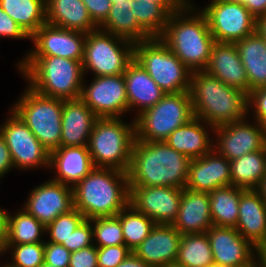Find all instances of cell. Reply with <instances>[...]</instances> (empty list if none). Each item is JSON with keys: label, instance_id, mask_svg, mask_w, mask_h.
<instances>
[{"label": "cell", "instance_id": "60", "mask_svg": "<svg viewBox=\"0 0 266 267\" xmlns=\"http://www.w3.org/2000/svg\"><path fill=\"white\" fill-rule=\"evenodd\" d=\"M0 267H8V266L3 263L2 265L0 264Z\"/></svg>", "mask_w": 266, "mask_h": 267}, {"label": "cell", "instance_id": "11", "mask_svg": "<svg viewBox=\"0 0 266 267\" xmlns=\"http://www.w3.org/2000/svg\"><path fill=\"white\" fill-rule=\"evenodd\" d=\"M9 117L0 125V133L4 137L14 164L20 171L34 170L42 167L49 169L50 152L32 133L29 127L10 108Z\"/></svg>", "mask_w": 266, "mask_h": 267}, {"label": "cell", "instance_id": "7", "mask_svg": "<svg viewBox=\"0 0 266 267\" xmlns=\"http://www.w3.org/2000/svg\"><path fill=\"white\" fill-rule=\"evenodd\" d=\"M10 108L49 152L60 147L63 100L37 93L28 85Z\"/></svg>", "mask_w": 266, "mask_h": 267}, {"label": "cell", "instance_id": "47", "mask_svg": "<svg viewBox=\"0 0 266 267\" xmlns=\"http://www.w3.org/2000/svg\"><path fill=\"white\" fill-rule=\"evenodd\" d=\"M68 267H98L97 247L93 244L71 252Z\"/></svg>", "mask_w": 266, "mask_h": 267}, {"label": "cell", "instance_id": "59", "mask_svg": "<svg viewBox=\"0 0 266 267\" xmlns=\"http://www.w3.org/2000/svg\"><path fill=\"white\" fill-rule=\"evenodd\" d=\"M221 1L241 3V0H221Z\"/></svg>", "mask_w": 266, "mask_h": 267}, {"label": "cell", "instance_id": "48", "mask_svg": "<svg viewBox=\"0 0 266 267\" xmlns=\"http://www.w3.org/2000/svg\"><path fill=\"white\" fill-rule=\"evenodd\" d=\"M15 169L10 151L7 147L4 137L0 133V180L3 179L8 172ZM7 173V174H6Z\"/></svg>", "mask_w": 266, "mask_h": 267}, {"label": "cell", "instance_id": "53", "mask_svg": "<svg viewBox=\"0 0 266 267\" xmlns=\"http://www.w3.org/2000/svg\"><path fill=\"white\" fill-rule=\"evenodd\" d=\"M5 209L0 208V258L4 250Z\"/></svg>", "mask_w": 266, "mask_h": 267}, {"label": "cell", "instance_id": "2", "mask_svg": "<svg viewBox=\"0 0 266 267\" xmlns=\"http://www.w3.org/2000/svg\"><path fill=\"white\" fill-rule=\"evenodd\" d=\"M191 2L169 16L160 39L194 72L206 68L215 40L206 16Z\"/></svg>", "mask_w": 266, "mask_h": 267}, {"label": "cell", "instance_id": "21", "mask_svg": "<svg viewBox=\"0 0 266 267\" xmlns=\"http://www.w3.org/2000/svg\"><path fill=\"white\" fill-rule=\"evenodd\" d=\"M204 70L227 86L236 87L247 94L250 93L246 70L235 43L215 42Z\"/></svg>", "mask_w": 266, "mask_h": 267}, {"label": "cell", "instance_id": "44", "mask_svg": "<svg viewBox=\"0 0 266 267\" xmlns=\"http://www.w3.org/2000/svg\"><path fill=\"white\" fill-rule=\"evenodd\" d=\"M71 252L61 244L44 242V262L56 267H68Z\"/></svg>", "mask_w": 266, "mask_h": 267}, {"label": "cell", "instance_id": "58", "mask_svg": "<svg viewBox=\"0 0 266 267\" xmlns=\"http://www.w3.org/2000/svg\"><path fill=\"white\" fill-rule=\"evenodd\" d=\"M112 4H117L118 2H127V0H111Z\"/></svg>", "mask_w": 266, "mask_h": 267}, {"label": "cell", "instance_id": "42", "mask_svg": "<svg viewBox=\"0 0 266 267\" xmlns=\"http://www.w3.org/2000/svg\"><path fill=\"white\" fill-rule=\"evenodd\" d=\"M93 245V228L90 219H84L68 238V245H63L70 252Z\"/></svg>", "mask_w": 266, "mask_h": 267}, {"label": "cell", "instance_id": "6", "mask_svg": "<svg viewBox=\"0 0 266 267\" xmlns=\"http://www.w3.org/2000/svg\"><path fill=\"white\" fill-rule=\"evenodd\" d=\"M136 139L135 119L98 118L88 139L93 166L128 171Z\"/></svg>", "mask_w": 266, "mask_h": 267}, {"label": "cell", "instance_id": "45", "mask_svg": "<svg viewBox=\"0 0 266 267\" xmlns=\"http://www.w3.org/2000/svg\"><path fill=\"white\" fill-rule=\"evenodd\" d=\"M1 38L30 40L24 30L0 7V40Z\"/></svg>", "mask_w": 266, "mask_h": 267}, {"label": "cell", "instance_id": "8", "mask_svg": "<svg viewBox=\"0 0 266 267\" xmlns=\"http://www.w3.org/2000/svg\"><path fill=\"white\" fill-rule=\"evenodd\" d=\"M134 59L166 94L190 91L192 71L160 38L134 43Z\"/></svg>", "mask_w": 266, "mask_h": 267}, {"label": "cell", "instance_id": "32", "mask_svg": "<svg viewBox=\"0 0 266 267\" xmlns=\"http://www.w3.org/2000/svg\"><path fill=\"white\" fill-rule=\"evenodd\" d=\"M232 185L245 190H256L266 175V146L230 161Z\"/></svg>", "mask_w": 266, "mask_h": 267}, {"label": "cell", "instance_id": "15", "mask_svg": "<svg viewBox=\"0 0 266 267\" xmlns=\"http://www.w3.org/2000/svg\"><path fill=\"white\" fill-rule=\"evenodd\" d=\"M181 196L182 189L177 187L129 186V204L156 224H173Z\"/></svg>", "mask_w": 266, "mask_h": 267}, {"label": "cell", "instance_id": "43", "mask_svg": "<svg viewBox=\"0 0 266 267\" xmlns=\"http://www.w3.org/2000/svg\"><path fill=\"white\" fill-rule=\"evenodd\" d=\"M250 113L253 120L266 128V86L254 89L248 94V117H251Z\"/></svg>", "mask_w": 266, "mask_h": 267}, {"label": "cell", "instance_id": "28", "mask_svg": "<svg viewBox=\"0 0 266 267\" xmlns=\"http://www.w3.org/2000/svg\"><path fill=\"white\" fill-rule=\"evenodd\" d=\"M46 23L84 33L98 29L82 0H46Z\"/></svg>", "mask_w": 266, "mask_h": 267}, {"label": "cell", "instance_id": "12", "mask_svg": "<svg viewBox=\"0 0 266 267\" xmlns=\"http://www.w3.org/2000/svg\"><path fill=\"white\" fill-rule=\"evenodd\" d=\"M202 8L215 42L236 43L256 32V18L242 3L210 0Z\"/></svg>", "mask_w": 266, "mask_h": 267}, {"label": "cell", "instance_id": "51", "mask_svg": "<svg viewBox=\"0 0 266 267\" xmlns=\"http://www.w3.org/2000/svg\"><path fill=\"white\" fill-rule=\"evenodd\" d=\"M117 267H150L133 251Z\"/></svg>", "mask_w": 266, "mask_h": 267}, {"label": "cell", "instance_id": "22", "mask_svg": "<svg viewBox=\"0 0 266 267\" xmlns=\"http://www.w3.org/2000/svg\"><path fill=\"white\" fill-rule=\"evenodd\" d=\"M94 166L87 146H60L50 152L49 169L56 171L51 178L73 188Z\"/></svg>", "mask_w": 266, "mask_h": 267}, {"label": "cell", "instance_id": "3", "mask_svg": "<svg viewBox=\"0 0 266 267\" xmlns=\"http://www.w3.org/2000/svg\"><path fill=\"white\" fill-rule=\"evenodd\" d=\"M189 92L194 117L213 127L248 117V94L205 70L191 73Z\"/></svg>", "mask_w": 266, "mask_h": 267}, {"label": "cell", "instance_id": "41", "mask_svg": "<svg viewBox=\"0 0 266 267\" xmlns=\"http://www.w3.org/2000/svg\"><path fill=\"white\" fill-rule=\"evenodd\" d=\"M131 252L125 244L97 247L98 267H117Z\"/></svg>", "mask_w": 266, "mask_h": 267}, {"label": "cell", "instance_id": "50", "mask_svg": "<svg viewBox=\"0 0 266 267\" xmlns=\"http://www.w3.org/2000/svg\"><path fill=\"white\" fill-rule=\"evenodd\" d=\"M241 3L255 18L266 14V0H241Z\"/></svg>", "mask_w": 266, "mask_h": 267}, {"label": "cell", "instance_id": "56", "mask_svg": "<svg viewBox=\"0 0 266 267\" xmlns=\"http://www.w3.org/2000/svg\"><path fill=\"white\" fill-rule=\"evenodd\" d=\"M242 267H263L260 258L257 256L252 262Z\"/></svg>", "mask_w": 266, "mask_h": 267}, {"label": "cell", "instance_id": "1", "mask_svg": "<svg viewBox=\"0 0 266 267\" xmlns=\"http://www.w3.org/2000/svg\"><path fill=\"white\" fill-rule=\"evenodd\" d=\"M191 158L165 141L135 140L127 171L129 186L185 188Z\"/></svg>", "mask_w": 266, "mask_h": 267}, {"label": "cell", "instance_id": "13", "mask_svg": "<svg viewBox=\"0 0 266 267\" xmlns=\"http://www.w3.org/2000/svg\"><path fill=\"white\" fill-rule=\"evenodd\" d=\"M80 98L98 118H122L129 112L123 74L93 76L89 84L84 77Z\"/></svg>", "mask_w": 266, "mask_h": 267}, {"label": "cell", "instance_id": "14", "mask_svg": "<svg viewBox=\"0 0 266 267\" xmlns=\"http://www.w3.org/2000/svg\"><path fill=\"white\" fill-rule=\"evenodd\" d=\"M247 119L214 127L213 149L229 161L266 146V128L256 120Z\"/></svg>", "mask_w": 266, "mask_h": 267}, {"label": "cell", "instance_id": "18", "mask_svg": "<svg viewBox=\"0 0 266 267\" xmlns=\"http://www.w3.org/2000/svg\"><path fill=\"white\" fill-rule=\"evenodd\" d=\"M213 252L214 263L224 267L248 265L257 256V248L247 241L235 227L213 225L206 232Z\"/></svg>", "mask_w": 266, "mask_h": 267}, {"label": "cell", "instance_id": "24", "mask_svg": "<svg viewBox=\"0 0 266 267\" xmlns=\"http://www.w3.org/2000/svg\"><path fill=\"white\" fill-rule=\"evenodd\" d=\"M172 226L181 235L207 232L213 226L209 193L183 188L179 212Z\"/></svg>", "mask_w": 266, "mask_h": 267}, {"label": "cell", "instance_id": "31", "mask_svg": "<svg viewBox=\"0 0 266 267\" xmlns=\"http://www.w3.org/2000/svg\"><path fill=\"white\" fill-rule=\"evenodd\" d=\"M131 4L132 0L112 4L108 17L99 29L133 43L151 39L140 27L135 15L131 12Z\"/></svg>", "mask_w": 266, "mask_h": 267}, {"label": "cell", "instance_id": "52", "mask_svg": "<svg viewBox=\"0 0 266 267\" xmlns=\"http://www.w3.org/2000/svg\"><path fill=\"white\" fill-rule=\"evenodd\" d=\"M256 32L263 38L266 43V14L256 18Z\"/></svg>", "mask_w": 266, "mask_h": 267}, {"label": "cell", "instance_id": "30", "mask_svg": "<svg viewBox=\"0 0 266 267\" xmlns=\"http://www.w3.org/2000/svg\"><path fill=\"white\" fill-rule=\"evenodd\" d=\"M11 214L5 210L4 245L45 242L46 226L24 208Z\"/></svg>", "mask_w": 266, "mask_h": 267}, {"label": "cell", "instance_id": "61", "mask_svg": "<svg viewBox=\"0 0 266 267\" xmlns=\"http://www.w3.org/2000/svg\"><path fill=\"white\" fill-rule=\"evenodd\" d=\"M210 267H224V266H217V265H212Z\"/></svg>", "mask_w": 266, "mask_h": 267}, {"label": "cell", "instance_id": "49", "mask_svg": "<svg viewBox=\"0 0 266 267\" xmlns=\"http://www.w3.org/2000/svg\"><path fill=\"white\" fill-rule=\"evenodd\" d=\"M137 2H154L161 5L170 15L180 11L190 0H136Z\"/></svg>", "mask_w": 266, "mask_h": 267}, {"label": "cell", "instance_id": "9", "mask_svg": "<svg viewBox=\"0 0 266 267\" xmlns=\"http://www.w3.org/2000/svg\"><path fill=\"white\" fill-rule=\"evenodd\" d=\"M194 117L190 92L169 93L135 118L136 139L164 141Z\"/></svg>", "mask_w": 266, "mask_h": 267}, {"label": "cell", "instance_id": "46", "mask_svg": "<svg viewBox=\"0 0 266 267\" xmlns=\"http://www.w3.org/2000/svg\"><path fill=\"white\" fill-rule=\"evenodd\" d=\"M93 23L99 28L109 15L111 0H82Z\"/></svg>", "mask_w": 266, "mask_h": 267}, {"label": "cell", "instance_id": "37", "mask_svg": "<svg viewBox=\"0 0 266 267\" xmlns=\"http://www.w3.org/2000/svg\"><path fill=\"white\" fill-rule=\"evenodd\" d=\"M131 12L140 27L151 37L160 38L164 33L170 14L154 2H137L132 0Z\"/></svg>", "mask_w": 266, "mask_h": 267}, {"label": "cell", "instance_id": "16", "mask_svg": "<svg viewBox=\"0 0 266 267\" xmlns=\"http://www.w3.org/2000/svg\"><path fill=\"white\" fill-rule=\"evenodd\" d=\"M86 33L43 24L30 37L33 42L24 56H57L82 62Z\"/></svg>", "mask_w": 266, "mask_h": 267}, {"label": "cell", "instance_id": "23", "mask_svg": "<svg viewBox=\"0 0 266 267\" xmlns=\"http://www.w3.org/2000/svg\"><path fill=\"white\" fill-rule=\"evenodd\" d=\"M97 119L81 98L63 100L60 146H87Z\"/></svg>", "mask_w": 266, "mask_h": 267}, {"label": "cell", "instance_id": "29", "mask_svg": "<svg viewBox=\"0 0 266 267\" xmlns=\"http://www.w3.org/2000/svg\"><path fill=\"white\" fill-rule=\"evenodd\" d=\"M246 70L250 92L266 86V43L257 33L235 43Z\"/></svg>", "mask_w": 266, "mask_h": 267}, {"label": "cell", "instance_id": "34", "mask_svg": "<svg viewBox=\"0 0 266 267\" xmlns=\"http://www.w3.org/2000/svg\"><path fill=\"white\" fill-rule=\"evenodd\" d=\"M244 191L245 189L231 185L209 193L213 225L236 227L240 196Z\"/></svg>", "mask_w": 266, "mask_h": 267}, {"label": "cell", "instance_id": "25", "mask_svg": "<svg viewBox=\"0 0 266 267\" xmlns=\"http://www.w3.org/2000/svg\"><path fill=\"white\" fill-rule=\"evenodd\" d=\"M130 113L134 119L146 109L153 107L166 94L134 59L123 74ZM137 110V111H136Z\"/></svg>", "mask_w": 266, "mask_h": 267}, {"label": "cell", "instance_id": "5", "mask_svg": "<svg viewBox=\"0 0 266 267\" xmlns=\"http://www.w3.org/2000/svg\"><path fill=\"white\" fill-rule=\"evenodd\" d=\"M22 58L16 64L18 71L34 91L62 100L80 98L85 77L82 62L57 56Z\"/></svg>", "mask_w": 266, "mask_h": 267}, {"label": "cell", "instance_id": "4", "mask_svg": "<svg viewBox=\"0 0 266 267\" xmlns=\"http://www.w3.org/2000/svg\"><path fill=\"white\" fill-rule=\"evenodd\" d=\"M73 200L85 219L116 216L129 204L127 173L94 167L73 187Z\"/></svg>", "mask_w": 266, "mask_h": 267}, {"label": "cell", "instance_id": "35", "mask_svg": "<svg viewBox=\"0 0 266 267\" xmlns=\"http://www.w3.org/2000/svg\"><path fill=\"white\" fill-rule=\"evenodd\" d=\"M215 265L208 235L183 234L174 267H210Z\"/></svg>", "mask_w": 266, "mask_h": 267}, {"label": "cell", "instance_id": "19", "mask_svg": "<svg viewBox=\"0 0 266 267\" xmlns=\"http://www.w3.org/2000/svg\"><path fill=\"white\" fill-rule=\"evenodd\" d=\"M230 161L212 149L206 155L191 160L185 188L207 192L231 186Z\"/></svg>", "mask_w": 266, "mask_h": 267}, {"label": "cell", "instance_id": "33", "mask_svg": "<svg viewBox=\"0 0 266 267\" xmlns=\"http://www.w3.org/2000/svg\"><path fill=\"white\" fill-rule=\"evenodd\" d=\"M0 7L29 37L46 23L45 0H0Z\"/></svg>", "mask_w": 266, "mask_h": 267}, {"label": "cell", "instance_id": "38", "mask_svg": "<svg viewBox=\"0 0 266 267\" xmlns=\"http://www.w3.org/2000/svg\"><path fill=\"white\" fill-rule=\"evenodd\" d=\"M8 253L10 262L4 263L8 267H39L44 262V242L4 245L2 256Z\"/></svg>", "mask_w": 266, "mask_h": 267}, {"label": "cell", "instance_id": "36", "mask_svg": "<svg viewBox=\"0 0 266 267\" xmlns=\"http://www.w3.org/2000/svg\"><path fill=\"white\" fill-rule=\"evenodd\" d=\"M121 222L125 245L133 251L150 233L155 222L130 204L116 215Z\"/></svg>", "mask_w": 266, "mask_h": 267}, {"label": "cell", "instance_id": "57", "mask_svg": "<svg viewBox=\"0 0 266 267\" xmlns=\"http://www.w3.org/2000/svg\"><path fill=\"white\" fill-rule=\"evenodd\" d=\"M39 267H56V266L43 262Z\"/></svg>", "mask_w": 266, "mask_h": 267}, {"label": "cell", "instance_id": "27", "mask_svg": "<svg viewBox=\"0 0 266 267\" xmlns=\"http://www.w3.org/2000/svg\"><path fill=\"white\" fill-rule=\"evenodd\" d=\"M209 133H208V129ZM214 127L203 120L193 117L187 123L175 129L164 141L177 152L190 157L199 158L213 149L214 139L210 135Z\"/></svg>", "mask_w": 266, "mask_h": 267}, {"label": "cell", "instance_id": "55", "mask_svg": "<svg viewBox=\"0 0 266 267\" xmlns=\"http://www.w3.org/2000/svg\"><path fill=\"white\" fill-rule=\"evenodd\" d=\"M256 191L260 194V196L266 203V177L262 179Z\"/></svg>", "mask_w": 266, "mask_h": 267}, {"label": "cell", "instance_id": "10", "mask_svg": "<svg viewBox=\"0 0 266 267\" xmlns=\"http://www.w3.org/2000/svg\"><path fill=\"white\" fill-rule=\"evenodd\" d=\"M133 60V42L99 28L86 33L82 60L85 77L90 72L93 76L124 74Z\"/></svg>", "mask_w": 266, "mask_h": 267}, {"label": "cell", "instance_id": "40", "mask_svg": "<svg viewBox=\"0 0 266 267\" xmlns=\"http://www.w3.org/2000/svg\"><path fill=\"white\" fill-rule=\"evenodd\" d=\"M85 219L76 208L69 212L60 214L51 223L46 225L45 233L49 236L45 242L68 245V238L77 226Z\"/></svg>", "mask_w": 266, "mask_h": 267}, {"label": "cell", "instance_id": "26", "mask_svg": "<svg viewBox=\"0 0 266 267\" xmlns=\"http://www.w3.org/2000/svg\"><path fill=\"white\" fill-rule=\"evenodd\" d=\"M235 229L257 249L265 242L266 203L256 190L241 194Z\"/></svg>", "mask_w": 266, "mask_h": 267}, {"label": "cell", "instance_id": "39", "mask_svg": "<svg viewBox=\"0 0 266 267\" xmlns=\"http://www.w3.org/2000/svg\"><path fill=\"white\" fill-rule=\"evenodd\" d=\"M93 228V244L107 247L125 244L120 219L117 216L90 219Z\"/></svg>", "mask_w": 266, "mask_h": 267}, {"label": "cell", "instance_id": "17", "mask_svg": "<svg viewBox=\"0 0 266 267\" xmlns=\"http://www.w3.org/2000/svg\"><path fill=\"white\" fill-rule=\"evenodd\" d=\"M21 207L45 226L74 208L73 188L48 179L34 187Z\"/></svg>", "mask_w": 266, "mask_h": 267}, {"label": "cell", "instance_id": "20", "mask_svg": "<svg viewBox=\"0 0 266 267\" xmlns=\"http://www.w3.org/2000/svg\"><path fill=\"white\" fill-rule=\"evenodd\" d=\"M181 236L172 225L155 224L133 252L150 267H174Z\"/></svg>", "mask_w": 266, "mask_h": 267}, {"label": "cell", "instance_id": "54", "mask_svg": "<svg viewBox=\"0 0 266 267\" xmlns=\"http://www.w3.org/2000/svg\"><path fill=\"white\" fill-rule=\"evenodd\" d=\"M258 257L261 260L262 266L266 267V240L265 242L257 249Z\"/></svg>", "mask_w": 266, "mask_h": 267}]
</instances>
